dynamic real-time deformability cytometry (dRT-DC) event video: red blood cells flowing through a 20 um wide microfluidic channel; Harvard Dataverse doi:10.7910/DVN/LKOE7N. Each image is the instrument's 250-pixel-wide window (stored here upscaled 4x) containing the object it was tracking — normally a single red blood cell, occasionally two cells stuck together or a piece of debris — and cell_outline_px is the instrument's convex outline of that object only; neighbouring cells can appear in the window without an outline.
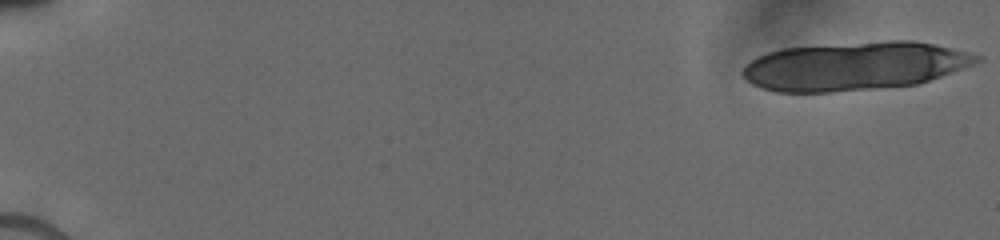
{"species": "human", "species_latin": "Homo sapiens", "temperature_condition": "cold", "stored_images_in_passage": 14, "camera_frame_rate_fps": 3000, "um_per_image_px": 0.085, "donor": {"sex": "male"}, "frame": {"image": 1, "passage_image": 1, "time_ms": 0.0, "image_size_px": [1000, 240], "cell_outline_px": [[980, 60], [964, 68], [916, 84], [876, 88], [828, 92], [776, 92], [752, 84], [740, 72], [744, 64], [768, 52], [784, 48], [888, 40], [912, 40], [932, 44], [980, 56]], "centroid_in_image_um": [72.57, 5.61], "position_along_channel_um": 12.4, "area_um2": 65.2}}